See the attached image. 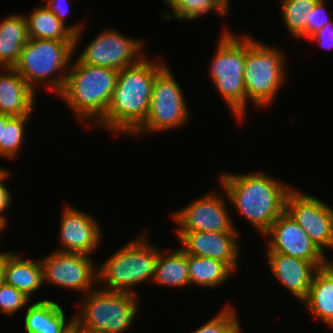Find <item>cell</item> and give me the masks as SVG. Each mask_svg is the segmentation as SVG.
<instances>
[{
	"label": "cell",
	"mask_w": 333,
	"mask_h": 333,
	"mask_svg": "<svg viewBox=\"0 0 333 333\" xmlns=\"http://www.w3.org/2000/svg\"><path fill=\"white\" fill-rule=\"evenodd\" d=\"M25 20L29 38L74 42V50L77 49L83 34L82 24L66 26L44 5L35 8Z\"/></svg>",
	"instance_id": "d6986e66"
},
{
	"label": "cell",
	"mask_w": 333,
	"mask_h": 333,
	"mask_svg": "<svg viewBox=\"0 0 333 333\" xmlns=\"http://www.w3.org/2000/svg\"><path fill=\"white\" fill-rule=\"evenodd\" d=\"M47 1L44 4L50 11H52L56 17L65 24L64 17L70 13V0H44Z\"/></svg>",
	"instance_id": "836d02e7"
},
{
	"label": "cell",
	"mask_w": 333,
	"mask_h": 333,
	"mask_svg": "<svg viewBox=\"0 0 333 333\" xmlns=\"http://www.w3.org/2000/svg\"><path fill=\"white\" fill-rule=\"evenodd\" d=\"M190 285L216 287L225 283L233 270L223 261L214 258L188 255Z\"/></svg>",
	"instance_id": "d4e9b609"
},
{
	"label": "cell",
	"mask_w": 333,
	"mask_h": 333,
	"mask_svg": "<svg viewBox=\"0 0 333 333\" xmlns=\"http://www.w3.org/2000/svg\"><path fill=\"white\" fill-rule=\"evenodd\" d=\"M309 39L311 41L316 40L317 43L323 48L333 47V21L328 22Z\"/></svg>",
	"instance_id": "d6a6232c"
},
{
	"label": "cell",
	"mask_w": 333,
	"mask_h": 333,
	"mask_svg": "<svg viewBox=\"0 0 333 333\" xmlns=\"http://www.w3.org/2000/svg\"><path fill=\"white\" fill-rule=\"evenodd\" d=\"M81 331L79 323L73 319L60 333H80Z\"/></svg>",
	"instance_id": "e575fe53"
},
{
	"label": "cell",
	"mask_w": 333,
	"mask_h": 333,
	"mask_svg": "<svg viewBox=\"0 0 333 333\" xmlns=\"http://www.w3.org/2000/svg\"><path fill=\"white\" fill-rule=\"evenodd\" d=\"M4 70L5 74L0 75V113L31 115L35 107V91L14 68L6 67Z\"/></svg>",
	"instance_id": "ac0fdd59"
},
{
	"label": "cell",
	"mask_w": 333,
	"mask_h": 333,
	"mask_svg": "<svg viewBox=\"0 0 333 333\" xmlns=\"http://www.w3.org/2000/svg\"><path fill=\"white\" fill-rule=\"evenodd\" d=\"M83 298L74 319L87 333H123L138 312L139 298L134 294L95 288Z\"/></svg>",
	"instance_id": "ba28073f"
},
{
	"label": "cell",
	"mask_w": 333,
	"mask_h": 333,
	"mask_svg": "<svg viewBox=\"0 0 333 333\" xmlns=\"http://www.w3.org/2000/svg\"><path fill=\"white\" fill-rule=\"evenodd\" d=\"M143 232L96 267L97 282L106 284L104 290L137 295L133 286L147 280L152 282L159 249L151 245L147 231Z\"/></svg>",
	"instance_id": "277c9868"
},
{
	"label": "cell",
	"mask_w": 333,
	"mask_h": 333,
	"mask_svg": "<svg viewBox=\"0 0 333 333\" xmlns=\"http://www.w3.org/2000/svg\"><path fill=\"white\" fill-rule=\"evenodd\" d=\"M73 52L74 42L29 38L13 68L34 91L42 82L58 95L65 85Z\"/></svg>",
	"instance_id": "5b68a950"
},
{
	"label": "cell",
	"mask_w": 333,
	"mask_h": 333,
	"mask_svg": "<svg viewBox=\"0 0 333 333\" xmlns=\"http://www.w3.org/2000/svg\"><path fill=\"white\" fill-rule=\"evenodd\" d=\"M4 265H5V252H0V283L3 281L4 274Z\"/></svg>",
	"instance_id": "8d00e7d4"
},
{
	"label": "cell",
	"mask_w": 333,
	"mask_h": 333,
	"mask_svg": "<svg viewBox=\"0 0 333 333\" xmlns=\"http://www.w3.org/2000/svg\"><path fill=\"white\" fill-rule=\"evenodd\" d=\"M238 232H183L178 239L182 250L193 256L214 258L237 271L239 246Z\"/></svg>",
	"instance_id": "2e32d148"
},
{
	"label": "cell",
	"mask_w": 333,
	"mask_h": 333,
	"mask_svg": "<svg viewBox=\"0 0 333 333\" xmlns=\"http://www.w3.org/2000/svg\"><path fill=\"white\" fill-rule=\"evenodd\" d=\"M29 116H13L6 124H2L0 157L15 159L19 155L25 139V125Z\"/></svg>",
	"instance_id": "83f0119b"
},
{
	"label": "cell",
	"mask_w": 333,
	"mask_h": 333,
	"mask_svg": "<svg viewBox=\"0 0 333 333\" xmlns=\"http://www.w3.org/2000/svg\"><path fill=\"white\" fill-rule=\"evenodd\" d=\"M217 45L211 61L210 77L232 114L241 121L248 104L244 86L246 36L238 37L225 29Z\"/></svg>",
	"instance_id": "8992f818"
},
{
	"label": "cell",
	"mask_w": 333,
	"mask_h": 333,
	"mask_svg": "<svg viewBox=\"0 0 333 333\" xmlns=\"http://www.w3.org/2000/svg\"><path fill=\"white\" fill-rule=\"evenodd\" d=\"M228 12H229V3L231 0H217Z\"/></svg>",
	"instance_id": "f35d334b"
},
{
	"label": "cell",
	"mask_w": 333,
	"mask_h": 333,
	"mask_svg": "<svg viewBox=\"0 0 333 333\" xmlns=\"http://www.w3.org/2000/svg\"><path fill=\"white\" fill-rule=\"evenodd\" d=\"M118 72L109 67L85 65L77 59L70 64L65 85L58 96L80 122L97 123L108 109Z\"/></svg>",
	"instance_id": "3957f363"
},
{
	"label": "cell",
	"mask_w": 333,
	"mask_h": 333,
	"mask_svg": "<svg viewBox=\"0 0 333 333\" xmlns=\"http://www.w3.org/2000/svg\"><path fill=\"white\" fill-rule=\"evenodd\" d=\"M143 45L142 40L107 28L89 42L78 55V60L85 65L109 67L119 71L133 66L146 56L141 53Z\"/></svg>",
	"instance_id": "30bf717a"
},
{
	"label": "cell",
	"mask_w": 333,
	"mask_h": 333,
	"mask_svg": "<svg viewBox=\"0 0 333 333\" xmlns=\"http://www.w3.org/2000/svg\"><path fill=\"white\" fill-rule=\"evenodd\" d=\"M172 11L164 13L166 19L195 20L209 11L218 15H228V11L217 0H164Z\"/></svg>",
	"instance_id": "484cf974"
},
{
	"label": "cell",
	"mask_w": 333,
	"mask_h": 333,
	"mask_svg": "<svg viewBox=\"0 0 333 333\" xmlns=\"http://www.w3.org/2000/svg\"><path fill=\"white\" fill-rule=\"evenodd\" d=\"M285 211L323 253L324 248H330L333 241L332 207L315 196L291 189L285 199Z\"/></svg>",
	"instance_id": "7c38bea8"
},
{
	"label": "cell",
	"mask_w": 333,
	"mask_h": 333,
	"mask_svg": "<svg viewBox=\"0 0 333 333\" xmlns=\"http://www.w3.org/2000/svg\"><path fill=\"white\" fill-rule=\"evenodd\" d=\"M237 317L236 310L227 305L214 318L191 333H241Z\"/></svg>",
	"instance_id": "f1b7e54d"
},
{
	"label": "cell",
	"mask_w": 333,
	"mask_h": 333,
	"mask_svg": "<svg viewBox=\"0 0 333 333\" xmlns=\"http://www.w3.org/2000/svg\"><path fill=\"white\" fill-rule=\"evenodd\" d=\"M60 223V249L91 256L100 244L101 228L92 216L65 205Z\"/></svg>",
	"instance_id": "9a60e30c"
},
{
	"label": "cell",
	"mask_w": 333,
	"mask_h": 333,
	"mask_svg": "<svg viewBox=\"0 0 333 333\" xmlns=\"http://www.w3.org/2000/svg\"><path fill=\"white\" fill-rule=\"evenodd\" d=\"M31 298L4 281L0 283V313L13 315L29 305Z\"/></svg>",
	"instance_id": "f546056e"
},
{
	"label": "cell",
	"mask_w": 333,
	"mask_h": 333,
	"mask_svg": "<svg viewBox=\"0 0 333 333\" xmlns=\"http://www.w3.org/2000/svg\"><path fill=\"white\" fill-rule=\"evenodd\" d=\"M154 60L144 56L133 66L119 70L108 109L96 125L125 135L132 134L144 122L153 82L166 66L160 59Z\"/></svg>",
	"instance_id": "6da1fadb"
},
{
	"label": "cell",
	"mask_w": 333,
	"mask_h": 333,
	"mask_svg": "<svg viewBox=\"0 0 333 333\" xmlns=\"http://www.w3.org/2000/svg\"><path fill=\"white\" fill-rule=\"evenodd\" d=\"M3 281L32 297L44 285L41 260L23 259L12 251L5 252Z\"/></svg>",
	"instance_id": "ffe728a7"
},
{
	"label": "cell",
	"mask_w": 333,
	"mask_h": 333,
	"mask_svg": "<svg viewBox=\"0 0 333 333\" xmlns=\"http://www.w3.org/2000/svg\"><path fill=\"white\" fill-rule=\"evenodd\" d=\"M224 200V195L210 192L172 214L174 221L179 223L176 235L196 231L239 232L230 219Z\"/></svg>",
	"instance_id": "4fadbf2b"
},
{
	"label": "cell",
	"mask_w": 333,
	"mask_h": 333,
	"mask_svg": "<svg viewBox=\"0 0 333 333\" xmlns=\"http://www.w3.org/2000/svg\"><path fill=\"white\" fill-rule=\"evenodd\" d=\"M182 89L166 65L152 85L150 107L144 122L132 133H155L184 126L190 119Z\"/></svg>",
	"instance_id": "9c48e42d"
},
{
	"label": "cell",
	"mask_w": 333,
	"mask_h": 333,
	"mask_svg": "<svg viewBox=\"0 0 333 333\" xmlns=\"http://www.w3.org/2000/svg\"><path fill=\"white\" fill-rule=\"evenodd\" d=\"M272 274L296 299L303 301L318 269L312 262L278 252H266Z\"/></svg>",
	"instance_id": "e0dca14e"
},
{
	"label": "cell",
	"mask_w": 333,
	"mask_h": 333,
	"mask_svg": "<svg viewBox=\"0 0 333 333\" xmlns=\"http://www.w3.org/2000/svg\"><path fill=\"white\" fill-rule=\"evenodd\" d=\"M9 174L10 173H9V171H7V169H3L0 172V228L3 231H4V228L7 224V221L5 219V216L2 215V213L5 212L13 202L12 201L13 196H11L10 189H8L6 184H4L7 177H9Z\"/></svg>",
	"instance_id": "1f68e13d"
},
{
	"label": "cell",
	"mask_w": 333,
	"mask_h": 333,
	"mask_svg": "<svg viewBox=\"0 0 333 333\" xmlns=\"http://www.w3.org/2000/svg\"><path fill=\"white\" fill-rule=\"evenodd\" d=\"M61 306L51 300H39L27 306L26 333H60L73 319L66 320Z\"/></svg>",
	"instance_id": "7402d4cb"
},
{
	"label": "cell",
	"mask_w": 333,
	"mask_h": 333,
	"mask_svg": "<svg viewBox=\"0 0 333 333\" xmlns=\"http://www.w3.org/2000/svg\"><path fill=\"white\" fill-rule=\"evenodd\" d=\"M13 116L0 113V141H2V124H6Z\"/></svg>",
	"instance_id": "d590c367"
},
{
	"label": "cell",
	"mask_w": 333,
	"mask_h": 333,
	"mask_svg": "<svg viewBox=\"0 0 333 333\" xmlns=\"http://www.w3.org/2000/svg\"><path fill=\"white\" fill-rule=\"evenodd\" d=\"M326 0H319L313 10L306 13V37L308 39L323 28L328 22H331L326 11Z\"/></svg>",
	"instance_id": "4dcf8cb0"
},
{
	"label": "cell",
	"mask_w": 333,
	"mask_h": 333,
	"mask_svg": "<svg viewBox=\"0 0 333 333\" xmlns=\"http://www.w3.org/2000/svg\"><path fill=\"white\" fill-rule=\"evenodd\" d=\"M303 302L314 317L333 329V269L323 266L316 270Z\"/></svg>",
	"instance_id": "44dd1931"
},
{
	"label": "cell",
	"mask_w": 333,
	"mask_h": 333,
	"mask_svg": "<svg viewBox=\"0 0 333 333\" xmlns=\"http://www.w3.org/2000/svg\"><path fill=\"white\" fill-rule=\"evenodd\" d=\"M91 260L87 254L54 250L48 256L42 257L43 283L87 294L94 290L98 283V271Z\"/></svg>",
	"instance_id": "8fae6325"
},
{
	"label": "cell",
	"mask_w": 333,
	"mask_h": 333,
	"mask_svg": "<svg viewBox=\"0 0 333 333\" xmlns=\"http://www.w3.org/2000/svg\"><path fill=\"white\" fill-rule=\"evenodd\" d=\"M333 249V241H332V244L330 246V249ZM326 255H325V260H324V266L327 267V268H330V269H333V261H329L328 259H326Z\"/></svg>",
	"instance_id": "74e56055"
},
{
	"label": "cell",
	"mask_w": 333,
	"mask_h": 333,
	"mask_svg": "<svg viewBox=\"0 0 333 333\" xmlns=\"http://www.w3.org/2000/svg\"><path fill=\"white\" fill-rule=\"evenodd\" d=\"M219 182L226 200L263 236L285 211V199L292 189L290 185L263 172L244 175L224 173Z\"/></svg>",
	"instance_id": "7a4b0ae2"
},
{
	"label": "cell",
	"mask_w": 333,
	"mask_h": 333,
	"mask_svg": "<svg viewBox=\"0 0 333 333\" xmlns=\"http://www.w3.org/2000/svg\"><path fill=\"white\" fill-rule=\"evenodd\" d=\"M284 55L277 47L263 44L246 35L244 86L247 102L257 107H269L278 89L286 81Z\"/></svg>",
	"instance_id": "52a82bcc"
},
{
	"label": "cell",
	"mask_w": 333,
	"mask_h": 333,
	"mask_svg": "<svg viewBox=\"0 0 333 333\" xmlns=\"http://www.w3.org/2000/svg\"><path fill=\"white\" fill-rule=\"evenodd\" d=\"M166 254L164 251L159 250L152 283L171 285L174 288L190 285L188 254L181 248Z\"/></svg>",
	"instance_id": "cb8c5ba5"
},
{
	"label": "cell",
	"mask_w": 333,
	"mask_h": 333,
	"mask_svg": "<svg viewBox=\"0 0 333 333\" xmlns=\"http://www.w3.org/2000/svg\"><path fill=\"white\" fill-rule=\"evenodd\" d=\"M319 0H281V11L286 29L297 38L306 37V13Z\"/></svg>",
	"instance_id": "4316f807"
},
{
	"label": "cell",
	"mask_w": 333,
	"mask_h": 333,
	"mask_svg": "<svg viewBox=\"0 0 333 333\" xmlns=\"http://www.w3.org/2000/svg\"><path fill=\"white\" fill-rule=\"evenodd\" d=\"M268 250L312 262L317 268L324 266L325 253L310 239L301 226L284 211L264 234Z\"/></svg>",
	"instance_id": "5bb4252c"
},
{
	"label": "cell",
	"mask_w": 333,
	"mask_h": 333,
	"mask_svg": "<svg viewBox=\"0 0 333 333\" xmlns=\"http://www.w3.org/2000/svg\"><path fill=\"white\" fill-rule=\"evenodd\" d=\"M25 16L11 14L0 21V67L13 68L28 42Z\"/></svg>",
	"instance_id": "603a6c76"
}]
</instances>
